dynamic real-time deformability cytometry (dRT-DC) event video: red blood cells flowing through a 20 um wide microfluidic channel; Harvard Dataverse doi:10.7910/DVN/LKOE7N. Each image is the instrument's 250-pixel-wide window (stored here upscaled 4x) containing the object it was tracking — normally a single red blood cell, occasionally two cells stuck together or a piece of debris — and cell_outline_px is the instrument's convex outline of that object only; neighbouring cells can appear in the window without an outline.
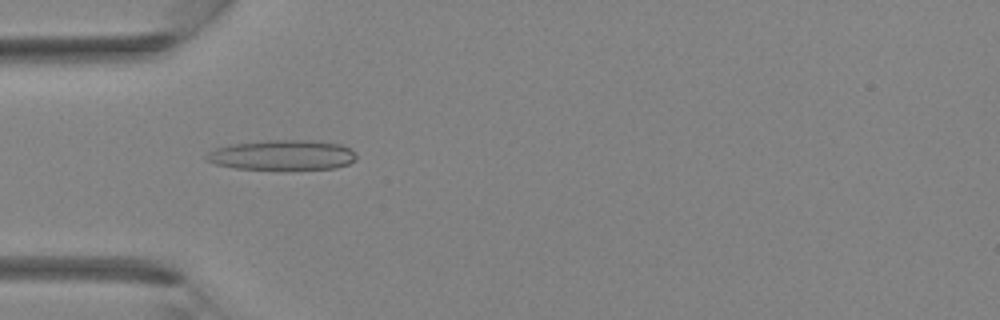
{"species": "Egyptian fruit bat (a non-hibernating species)", "species_latin": "Rousettus aegyptiacus", "temperature_condition": "room temperature", "stored_images_in_passage": 35, "camera_frame_rate_fps": 3000, "um_per_image_px": 0.085, "animal": {"sex": "female"}, "frame": {"image": 1, "passage_image": 11, "time_ms": 3.333, "image_size_px": [1000, 320], "cell_outline_px": [[356, 160], [348, 164], [336, 168], [236, 168], [216, 164], [204, 160], [204, 156], [208, 152], [216, 148], [232, 144], [268, 140], [312, 140], [340, 144], [356, 152]], "centroid_in_image_um": [24.0, 13.16], "position_along_channel_um": 61.0, "area_um2": 25.89}}
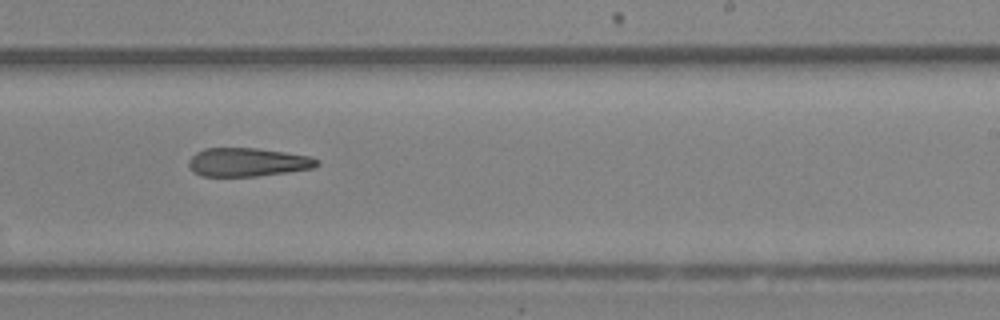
{"frame": {"image": 2, "passage_image": 22, "time_ms": 7.0, "image_size_px": [1000, 320], "cell_outline_px": [[320, 164], [312, 168], [256, 176], [200, 176], [192, 172], [188, 164], [188, 160], [196, 152], [204, 148], [256, 148], [284, 152], [308, 156], [320, 160]], "centroid_in_image_um": [21.0, 13.78], "position_along_channel_um": 268.0, "area_um2": 21.27}}
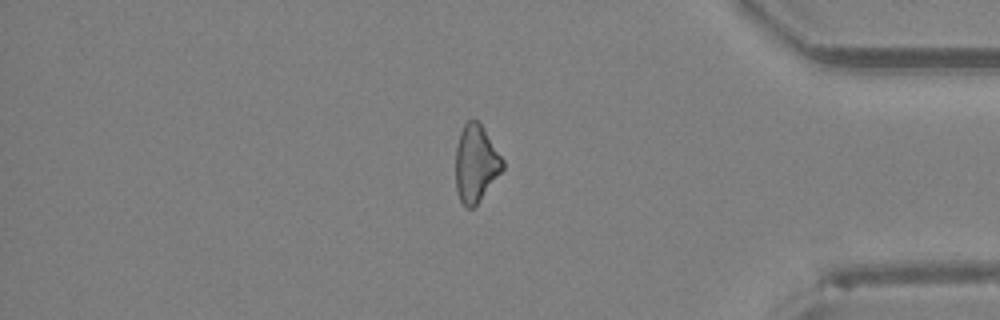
{"frame": {"image": 3, "passage_image": 30, "time_ms": 9.667, "image_size_px": [1000, 320], "cell_outline_px": [[504, 168], [476, 204], [472, 208], [468, 208], [460, 200], [456, 188], [456, 148], [460, 132], [464, 124], [468, 120], [480, 120], [504, 160]], "centroid_in_image_um": [40.45, 13.84], "position_along_channel_um": 394.7, "area_um2": 21.04}}